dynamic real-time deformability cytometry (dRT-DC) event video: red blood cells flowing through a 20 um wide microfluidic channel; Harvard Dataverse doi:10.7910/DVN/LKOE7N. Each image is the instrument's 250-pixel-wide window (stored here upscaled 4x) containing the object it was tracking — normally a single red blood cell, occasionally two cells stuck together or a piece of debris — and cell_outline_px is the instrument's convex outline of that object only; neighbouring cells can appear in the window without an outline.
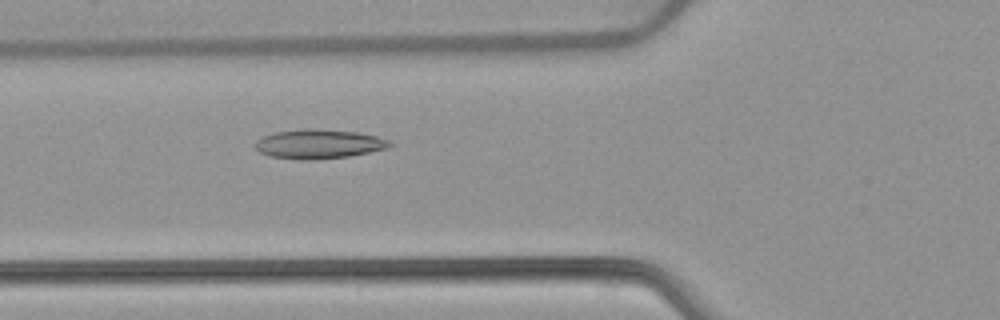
{"species": "common noctule bat (a hibernating species)", "species_latin": "Nyctalus noctula", "temperature_condition": "warm", "stored_images_in_passage": 53, "camera_frame_rate_fps": 3000, "um_per_image_px": 0.085, "animal": {"sex": "female", "body_mass_g": 22.7, "forearm_length_mm": 54.2}, "frame": {"image": 1, "passage_image": 20, "time_ms": 6.333, "image_size_px": [1000, 320], "cell_outline_px": [[392, 144], [388, 148], [348, 156], [312, 160], [300, 160], [272, 156], [260, 152], [256, 148], [256, 140], [264, 136], [276, 132], [312, 128], [356, 132], [376, 136], [388, 140]], "centroid_in_image_um": [27.1, 12.24], "position_along_channel_um": 98.7, "area_um2": 22.6}}
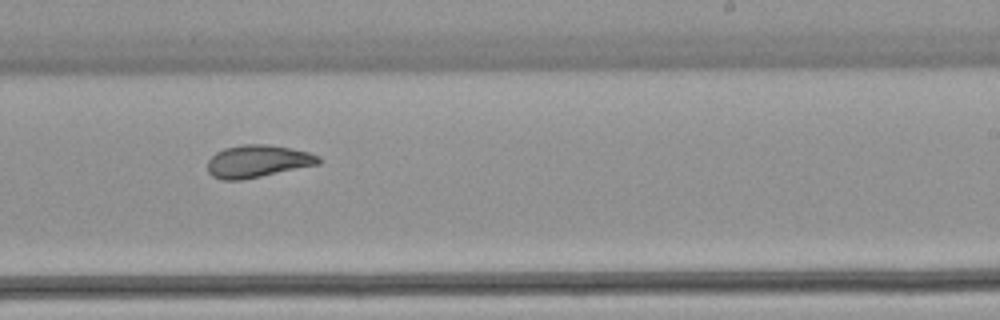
{"frame": {"image": 2, "passage_image": 33, "time_ms": 10.667, "image_size_px": [1000, 320], "cell_outline_px": [[320, 164], [240, 180], [220, 180], [212, 176], [208, 172], [208, 160], [216, 152], [224, 148], [244, 144], [268, 144], [308, 152], [320, 156]], "centroid_in_image_um": [21.88, 13.7], "position_along_channel_um": 267.1, "area_um2": 20.87}}
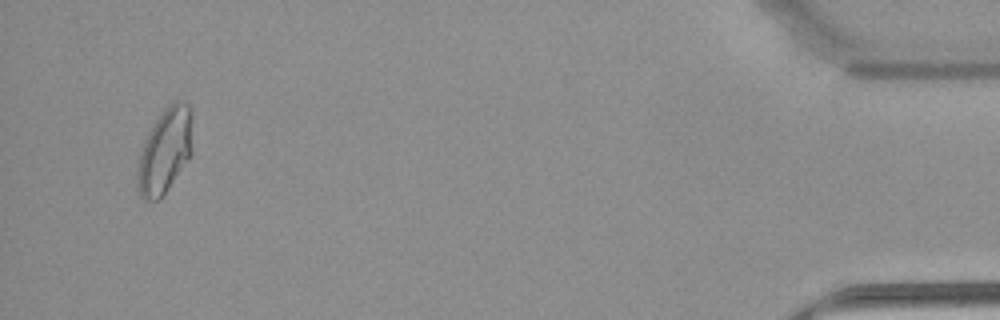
{"frame": {"image": 3, "passage_image": 51, "time_ms": 16.667, "image_size_px": [1000, 320], "cell_outline_px": [[192, 156], [160, 200], [144, 200], [140, 196], [136, 188], [136, 172], [140, 152], [144, 140], [148, 132], [164, 108], [168, 104], [176, 100], [184, 100], [188, 104], [192, 152]], "centroid_in_image_um": [13.98, 12.88], "position_along_channel_um": 421.2, "area_um2": 27.46}, "authors_computed_cell_mechanics": {"area_um2": 23.4668, "velocity_mm_per_s": 3.8888, "shape_relaxation_time_tau1_ms": null, "shape_relaxation_time_tau2_ms": 2.0989, "deformation_change_tau1": null, "deformation_change_tau2": 0.0919}}